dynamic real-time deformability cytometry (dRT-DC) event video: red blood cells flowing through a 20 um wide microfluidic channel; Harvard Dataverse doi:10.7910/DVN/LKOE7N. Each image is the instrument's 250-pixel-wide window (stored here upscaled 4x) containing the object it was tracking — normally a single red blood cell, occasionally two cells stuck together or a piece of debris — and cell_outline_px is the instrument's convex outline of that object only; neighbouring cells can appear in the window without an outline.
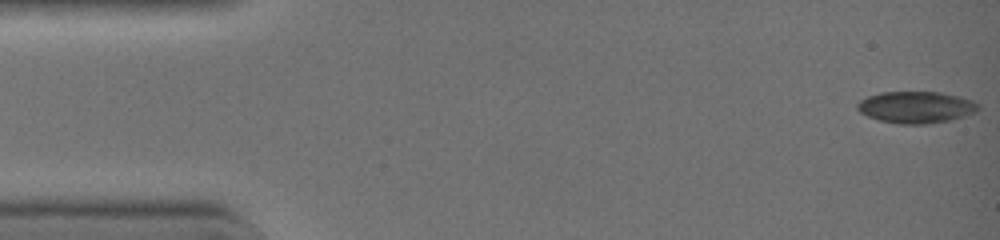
{"species": "common noctule bat (a hibernating species)", "species_latin": "Nyctalus noctula", "temperature_condition": "warm", "stored_images_in_passage": 43, "camera_frame_rate_fps": 3000, "um_per_image_px": 0.085, "animal": {"sex": "female", "body_mass_g": 19.0, "forearm_length_mm": 51.5}, "frame": {"image": 1, "passage_image": 1, "time_ms": 0.0, "image_size_px": [1000, 240], "cell_outline_px": [[980, 108], [972, 112], [948, 120], [924, 124], [900, 124], [880, 120], [868, 116], [860, 112], [856, 108], [856, 104], [860, 100], [868, 96], [880, 92], [940, 92], [972, 100]], "centroid_in_image_um": [77.78, 9.1], "position_along_channel_um": 7.2, "area_um2": 21.91}}
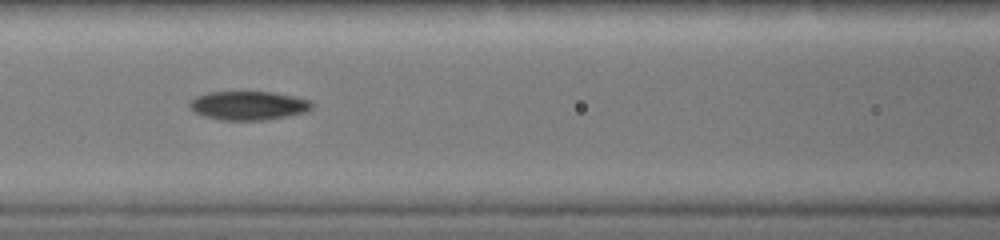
{"frame": {"image": 2, "passage_image": 19, "time_ms": 6.0, "image_size_px": [1000, 240], "cell_outline_px": [[312, 108], [300, 112], [284, 116], [264, 120], [220, 120], [204, 116], [196, 112], [188, 104], [196, 96], [208, 92], [272, 92], [292, 96], [308, 100], [312, 104]], "centroid_in_image_um": [21.05, 8.97], "position_along_channel_um": 145.5, "area_um2": 20.06}}
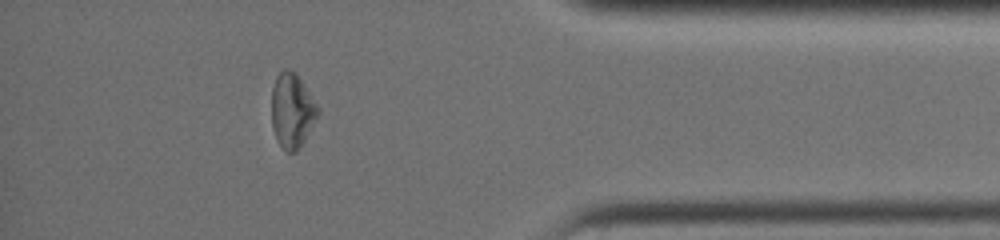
{"frame": {"image": 3, "passage_image": 38, "time_ms": 12.333, "image_size_px": [1000, 240], "cell_outline_px": [[320, 116], [296, 152], [284, 152], [276, 140], [272, 128], [272, 88], [276, 76], [284, 68], [288, 68], [296, 72], [320, 108]], "centroid_in_image_um": [24.84, 9.4], "position_along_channel_um": 410.4, "area_um2": 20.58}, "authors_computed_cell_mechanics": {"area_um2": 20.5768, "velocity_mm_per_s": 4.4834, "shape_relaxation_time_tau1_ms": 3.8018, "shape_relaxation_time_tau2_ms": 8.9798, "deformation_change_tau1": 0.1745, "deformation_change_tau2": 0.1768}}